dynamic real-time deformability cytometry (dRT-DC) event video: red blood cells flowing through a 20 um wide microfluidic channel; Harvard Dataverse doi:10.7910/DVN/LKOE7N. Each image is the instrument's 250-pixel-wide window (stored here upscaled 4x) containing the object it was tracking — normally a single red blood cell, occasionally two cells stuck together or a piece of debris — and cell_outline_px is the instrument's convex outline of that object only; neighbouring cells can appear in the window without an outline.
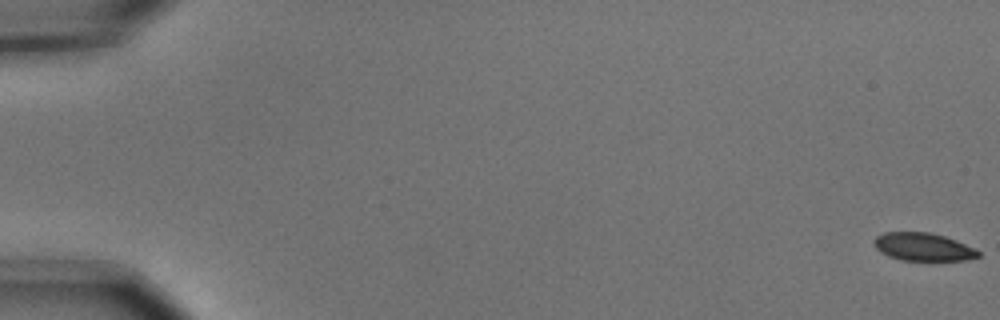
{"species": "common noctule bat (a hibernating species)", "species_latin": "Nyctalus noctula", "temperature_condition": "cold", "stored_images_in_passage": 8, "camera_frame_rate_fps": 3000, "um_per_image_px": 0.085, "animal": {"sex": "male", "body_mass_g": 15.6}, "frame": {"image": 1, "passage_image": 1, "time_ms": 0.0, "image_size_px": [1000, 320], "cell_outline_px": [[980, 256], [964, 260], [900, 260], [888, 256], [880, 252], [872, 244], [872, 240], [876, 236], [884, 232], [928, 232], [944, 236], [956, 240], [980, 252]], "centroid_in_image_um": [78.39, 20.98], "position_along_channel_um": 6.6, "area_um2": 16.94}}
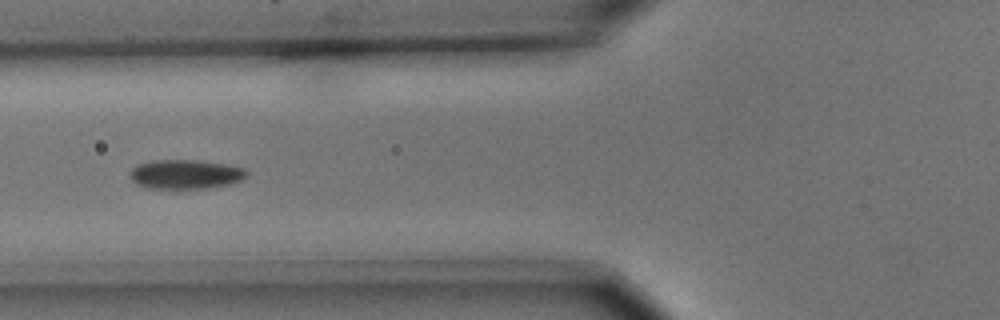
{"frame": {"image": 2, "passage_image": 7, "time_ms": 2.0, "image_size_px": [1000, 320], "cell_outline_px": [[248, 176], [244, 180], [228, 184], [208, 188], [152, 188], [136, 184], [128, 176], [128, 172], [136, 164], [152, 160], [196, 160], [228, 164], [244, 168], [248, 172]], "centroid_in_image_um": [15.77, 14.8], "position_along_channel_um": 110.0, "area_um2": 20.17}}
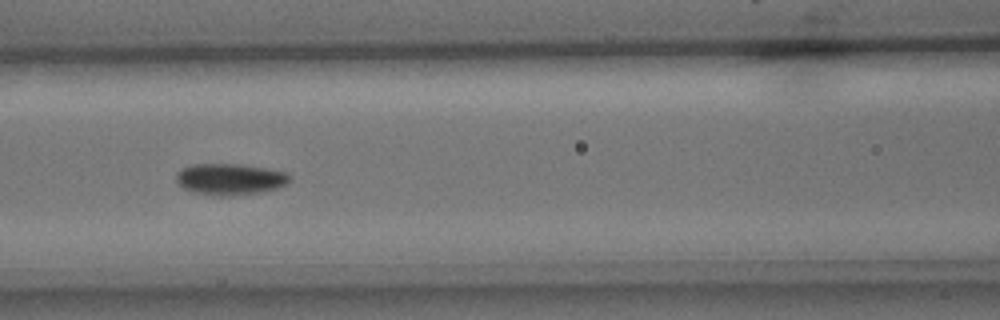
{"frame": {"image": 3, "passage_image": 8, "time_ms": 2.333, "image_size_px": [1000, 320], "cell_outline_px": [[292, 176], [288, 184], [264, 192], [232, 196], [220, 196], [192, 192], [184, 188], [176, 180], [176, 172], [192, 164], [240, 164], [288, 172]], "centroid_in_image_um": [19.59, 15.24], "position_along_channel_um": 147.0, "area_um2": 20.92}}